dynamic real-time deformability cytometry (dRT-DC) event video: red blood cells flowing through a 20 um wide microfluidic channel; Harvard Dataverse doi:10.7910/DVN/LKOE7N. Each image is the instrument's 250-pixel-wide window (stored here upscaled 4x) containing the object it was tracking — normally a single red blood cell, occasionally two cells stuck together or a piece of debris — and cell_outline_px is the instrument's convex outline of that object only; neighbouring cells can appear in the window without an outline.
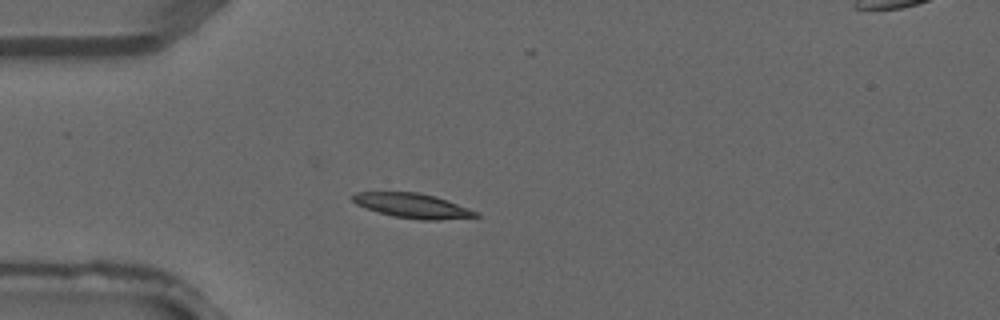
{"species": "common noctule bat (a hibernating species)", "species_latin": "Nyctalus noctula", "temperature_condition": "warm", "stored_images_in_passage": 6, "camera_frame_rate_fps": 3000, "um_per_image_px": 0.085, "animal": {"sex": "male", "forearm_length_mm": 52.5}, "frame": {"image": 1, "passage_image": 3, "time_ms": 0.667, "image_size_px": [1000, 320], "cell_outline_px": [[480, 216], [436, 220], [420, 220], [392, 216], [364, 208], [356, 204], [352, 200], [352, 196], [356, 192], [420, 192], [436, 196], [480, 212]], "centroid_in_image_um": [35.07, 17.48], "position_along_channel_um": 49.9, "area_um2": 17.8}}